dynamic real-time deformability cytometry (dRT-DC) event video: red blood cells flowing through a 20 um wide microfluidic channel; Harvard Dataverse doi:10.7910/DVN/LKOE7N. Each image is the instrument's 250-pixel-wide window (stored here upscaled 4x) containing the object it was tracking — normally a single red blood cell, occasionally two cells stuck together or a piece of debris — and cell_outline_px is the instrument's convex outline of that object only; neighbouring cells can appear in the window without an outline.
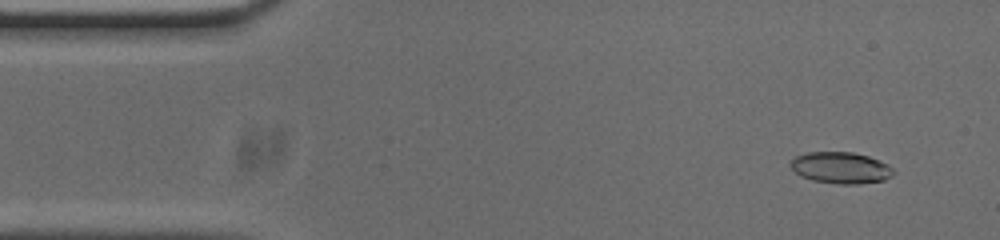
{"species": "common noctule bat (a hibernating species)", "species_latin": "Nyctalus noctula", "temperature_condition": "cold", "stored_images_in_passage": 53, "camera_frame_rate_fps": 3000, "um_per_image_px": 0.085, "animal": {"sex": "male", "body_mass_g": 20.0, "forearm_length_mm": 53.3}, "frame": {"image": 1, "passage_image": 4, "time_ms": 1.0, "image_size_px": [1000, 240], "cell_outline_px": [[896, 172], [892, 176], [884, 180], [856, 184], [836, 184], [812, 180], [800, 176], [788, 164], [796, 156], [808, 152], [852, 152], [868, 156], [888, 164]], "centroid_in_image_um": [71.47, 14.26], "position_along_channel_um": 13.5, "area_um2": 18.9}}
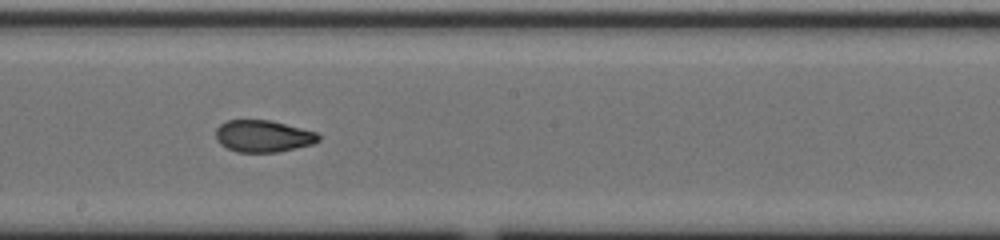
{"frame": {"image": 2, "passage_image": 28, "time_ms": 9.0, "image_size_px": [1000, 240], "cell_outline_px": [[320, 140], [312, 144], [276, 152], [236, 152], [220, 144], [216, 140], [216, 128], [220, 124], [228, 120], [272, 120], [316, 132], [320, 136]], "centroid_in_image_um": [22.35, 11.56], "position_along_channel_um": 225.9, "area_um2": 19.07}}
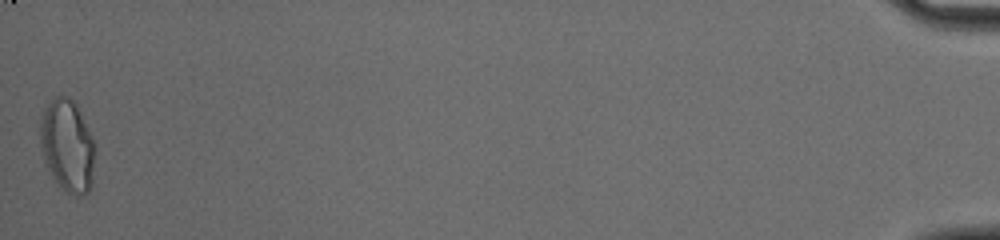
{"frame": {"image": 3, "passage_image": 53, "time_ms": 17.333, "image_size_px": [1000, 240], "cell_outline_px": [[92, 184], [88, 192], [80, 196], [76, 196], [68, 192], [52, 176], [44, 164], [40, 148], [40, 116], [44, 108], [52, 96], [68, 96], [76, 104], [92, 136]], "centroid_in_image_um": [5.67, 12.34], "position_along_channel_um": 429.5, "area_um2": 29.25}, "authors_computed_cell_mechanics": {"area_um2": 19.5942, "velocity_mm_per_s": 3.7557, "shape_relaxation_time_tau1_ms": 10.9175, "shape_relaxation_time_tau2_ms": 2.2691, "deformation_change_tau1": 0.2607, "deformation_change_tau2": 0.068}}